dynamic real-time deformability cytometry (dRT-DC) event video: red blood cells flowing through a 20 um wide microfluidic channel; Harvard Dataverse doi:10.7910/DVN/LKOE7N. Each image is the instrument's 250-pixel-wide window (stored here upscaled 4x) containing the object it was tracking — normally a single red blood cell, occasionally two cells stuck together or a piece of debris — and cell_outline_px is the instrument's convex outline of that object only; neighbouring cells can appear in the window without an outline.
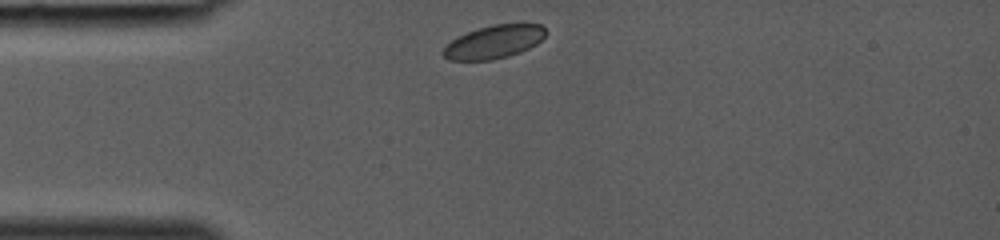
{"species": "common noctule bat (a hibernating species)", "species_latin": "Nyctalus noctula", "temperature_condition": "room temperature", "stored_images_in_passage": 26, "camera_frame_rate_fps": 3000, "um_per_image_px": 0.085, "animal": {"sex": "female", "body_mass_g": 19.0, "forearm_length_mm": 53.3}, "frame": {"image": 1, "passage_image": 1, "time_ms": 0.0, "image_size_px": [1000, 240], "cell_outline_px": [[544, 36], [536, 44], [520, 52], [508, 56], [492, 60], [448, 60], [440, 52], [456, 36], [492, 24], [540, 24], [544, 28]], "centroid_in_image_um": [41.95, 3.57], "position_along_channel_um": 43.1, "area_um2": 19.59}}
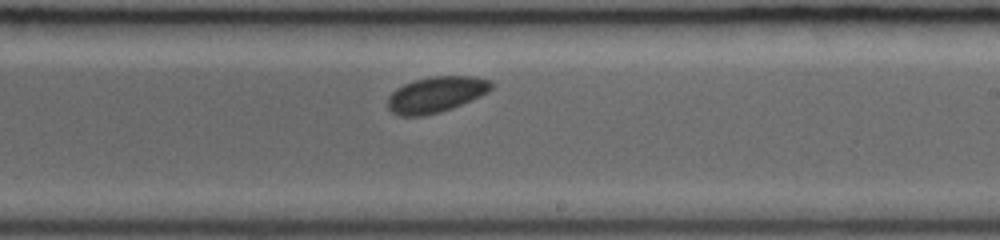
{"frame": {"image": 2, "passage_image": 15, "time_ms": 4.667, "image_size_px": [1000, 240], "cell_outline_px": [[492, 88], [488, 92], [480, 96], [452, 108], [440, 112], [424, 116], [400, 116], [392, 112], [388, 108], [388, 96], [396, 88], [404, 84], [416, 80], [432, 76], [476, 76], [492, 80]], "centroid_in_image_um": [37.07, 8.03], "position_along_channel_um": 251.9, "area_um2": 21.68}}
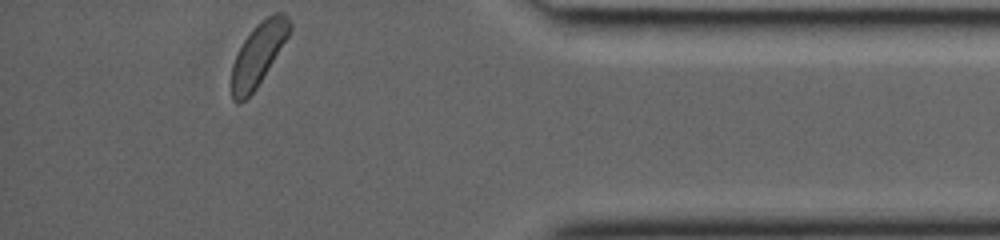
{"frame": {"image": 3, "passage_image": 26, "time_ms": 8.333, "image_size_px": [1000, 240], "cell_outline_px": [[292, 28], [288, 36], [256, 88], [240, 104], [236, 104], [232, 100], [232, 64], [244, 40], [268, 16], [276, 12], [284, 12], [288, 16], [292, 24]], "centroid_in_image_um": [21.96, 4.64], "position_along_channel_um": 413.2, "area_um2": 20.46}}